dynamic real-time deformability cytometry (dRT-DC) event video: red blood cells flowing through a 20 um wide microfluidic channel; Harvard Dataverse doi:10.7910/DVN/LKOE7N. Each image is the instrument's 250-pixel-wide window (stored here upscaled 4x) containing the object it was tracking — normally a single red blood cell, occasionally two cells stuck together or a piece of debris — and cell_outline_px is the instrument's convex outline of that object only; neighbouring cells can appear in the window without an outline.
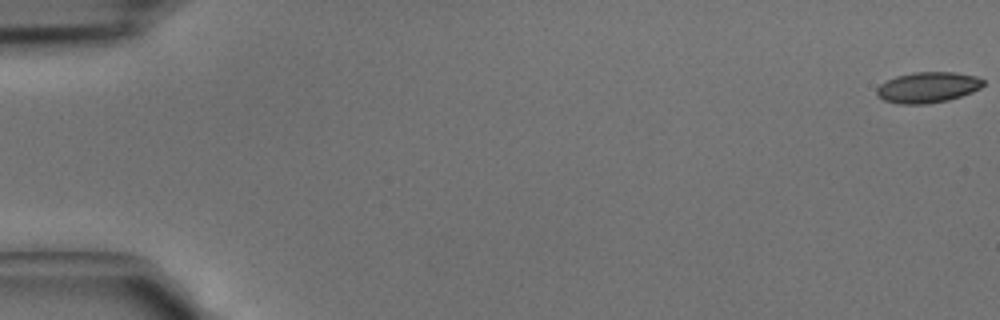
{"species": "common noctule bat (a hibernating species)", "species_latin": "Nyctalus noctula", "temperature_condition": "cold", "stored_images_in_passage": 44, "camera_frame_rate_fps": 3000, "um_per_image_px": 0.085, "animal": {"sex": "male", "body_mass_g": 15.6}, "frame": {"image": 1, "passage_image": 1, "time_ms": 0.0, "image_size_px": [1000, 320], "cell_outline_px": [[984, 84], [980, 88], [972, 92], [948, 100], [924, 104], [900, 104], [884, 100], [876, 96], [876, 88], [880, 84], [896, 76], [912, 72], [956, 72], [976, 76], [984, 80]], "centroid_in_image_um": [78.84, 7.42], "position_along_channel_um": 6.2, "area_um2": 19.13}}
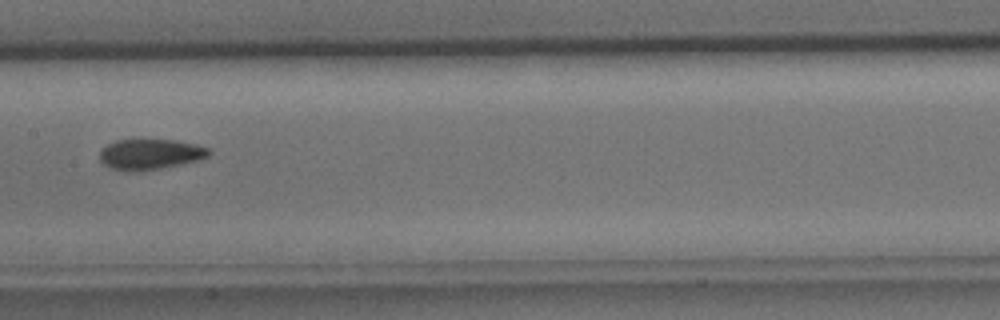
{"frame": {"image": 2, "passage_image": 23, "time_ms": 7.333, "image_size_px": [1000, 320], "cell_outline_px": [[212, 152], [208, 156], [200, 160], [160, 168], [136, 172], [128, 172], [108, 168], [100, 160], [100, 152], [108, 144], [116, 140], [176, 140], [196, 144], [212, 148]], "centroid_in_image_um": [12.8, 13.12], "position_along_channel_um": 194.6, "area_um2": 19.59}}
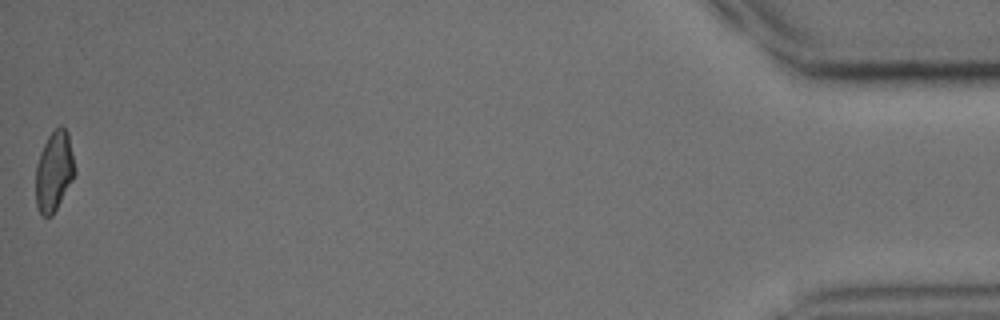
{"frame": {"image": 3, "passage_image": 44, "time_ms": 14.333, "image_size_px": [1000, 320], "cell_outline_px": [[76, 172], [72, 180], [52, 216], [44, 216], [40, 212], [36, 204], [36, 164], [40, 152], [48, 136], [60, 124], [68, 132]], "centroid_in_image_um": [4.59, 14.54], "position_along_channel_um": 430.6, "area_um2": 18.03}}